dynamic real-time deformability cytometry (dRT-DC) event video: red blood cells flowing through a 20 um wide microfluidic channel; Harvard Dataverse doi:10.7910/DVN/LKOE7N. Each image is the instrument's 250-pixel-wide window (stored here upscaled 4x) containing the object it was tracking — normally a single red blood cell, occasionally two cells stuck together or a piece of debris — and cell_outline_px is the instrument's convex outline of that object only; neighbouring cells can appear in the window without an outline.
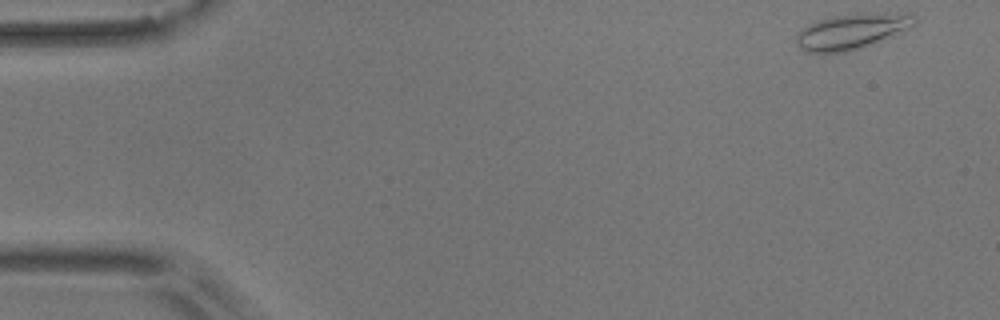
{"species": "common noctule bat (a hibernating species)", "species_latin": "Nyctalus noctula", "temperature_condition": "room temperature", "stored_images_in_passage": 53, "camera_frame_rate_fps": 3000, "um_per_image_px": 0.085, "animal": {"sex": "male", "body_mass_g": 17.9}, "frame": {"image": 1, "passage_image": 1, "time_ms": 0.0, "image_size_px": [1000, 320], "cell_outline_px": [[916, 20], [912, 24], [904, 28], [868, 44], [844, 52], [804, 52], [796, 44], [796, 32], [800, 28], [808, 24], [832, 16], [876, 12], [916, 16]], "centroid_in_image_um": [72.21, 2.66], "position_along_channel_um": 12.8, "area_um2": 23.29}}
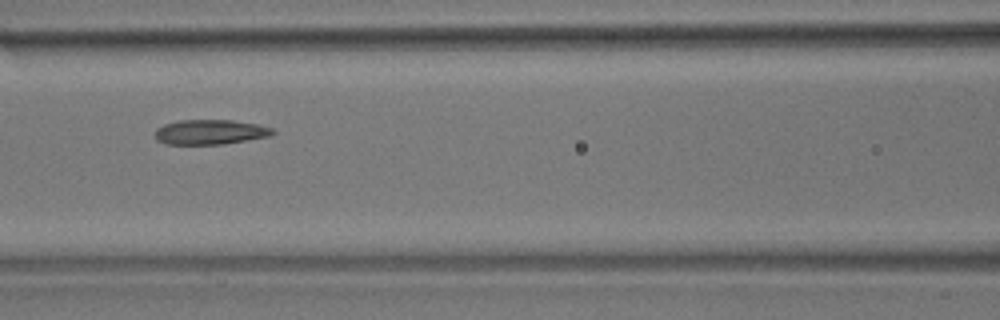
{"frame": {"image": 2, "passage_image": 22, "time_ms": 7.0, "image_size_px": [1000, 320], "cell_outline_px": [[276, 132], [268, 136], [224, 144], [164, 144], [156, 140], [156, 128], [164, 124], [176, 120], [232, 120], [256, 124], [272, 128]], "centroid_in_image_um": [17.82, 11.22], "position_along_channel_um": 148.8, "area_um2": 16.99}}
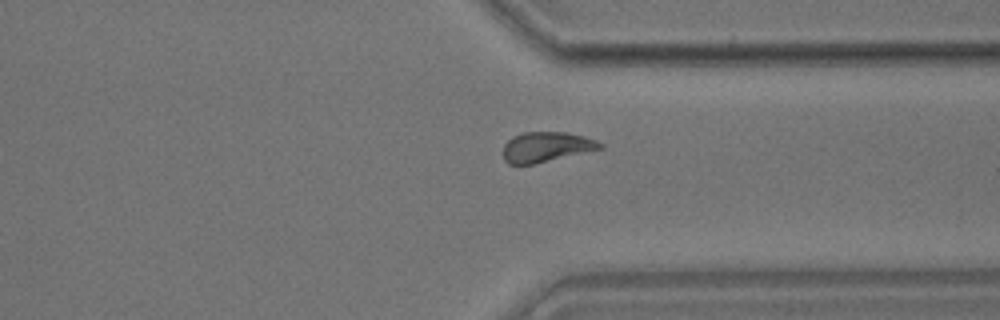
{"frame": {"image": 3, "passage_image": 40, "time_ms": 13.0, "image_size_px": [1000, 320], "cell_outline_px": [[604, 148], [532, 164], [508, 164], [504, 160], [504, 144], [512, 136], [524, 132], [564, 132], [584, 136], [596, 140], [604, 144]], "centroid_in_image_um": [46.44, 12.48], "position_along_channel_um": 365.0, "area_um2": 16.88}, "authors_computed_cell_mechanics": {"area_um2": 17.5712, "velocity_mm_per_s": 3.6126, "shape_relaxation_time_tau1_ms": 6.6245, "shape_relaxation_time_tau2_ms": 4.0933, "deformation_change_tau1": 0.1491, "deformation_change_tau2": 0.0744}}